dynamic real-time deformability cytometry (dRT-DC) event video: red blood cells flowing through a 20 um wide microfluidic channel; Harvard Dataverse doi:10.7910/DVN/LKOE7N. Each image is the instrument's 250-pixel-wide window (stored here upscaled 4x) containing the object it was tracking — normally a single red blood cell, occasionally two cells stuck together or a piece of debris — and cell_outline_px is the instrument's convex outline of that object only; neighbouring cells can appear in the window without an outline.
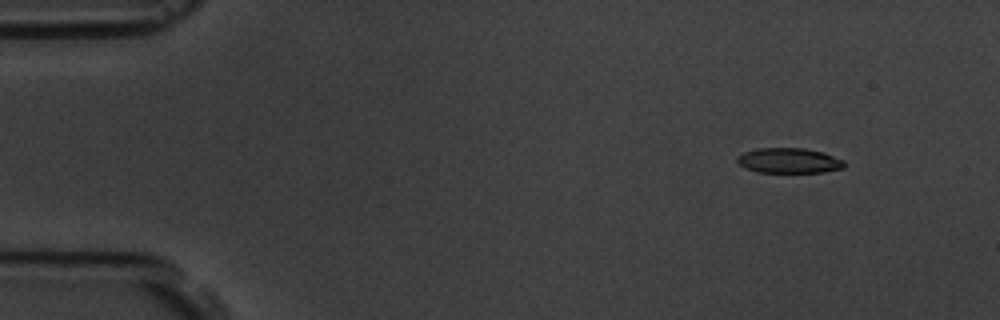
{"species": "common noctule bat (a hibernating species)", "species_latin": "Nyctalus noctula", "temperature_condition": "room temperature", "stored_images_in_passage": 6, "segment_of_instrument_passage": [1, 2], "camera_frame_rate_fps": 3000, "um_per_image_px": 0.085, "animal": {"sex": "male", "body_mass_g": 19.5, "forearm_length_mm": 54.6}, "frame": {"image": 1, "passage_image": 2, "time_ms": 1.0, "image_size_px": [1000, 320], "cell_outline_px": [[844, 168], [824, 172], [756, 172], [744, 168], [736, 164], [736, 156], [744, 152], [756, 148], [804, 148], [820, 152], [844, 160]], "centroid_in_image_um": [66.98, 13.65], "position_along_channel_um": 18.0, "area_um2": 15.78}}
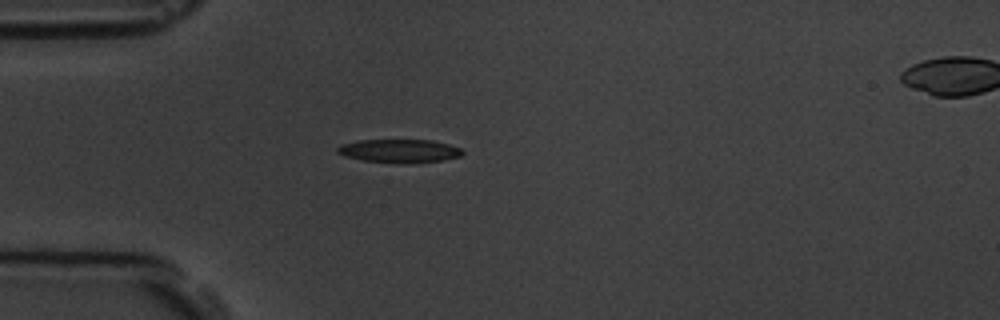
{"frame": {"image": 2, "passage_image": 5, "time_ms": 4.333, "image_size_px": [1000, 320], "cell_outline_px": [[464, 152], [460, 156], [444, 160], [404, 164], [400, 164], [364, 160], [344, 156], [336, 152], [336, 148], [340, 144], [360, 140], [432, 140], [448, 144], [460, 148]], "centroid_in_image_um": [33.93, 12.83], "position_along_channel_um": 51.1, "area_um2": 17.17}}